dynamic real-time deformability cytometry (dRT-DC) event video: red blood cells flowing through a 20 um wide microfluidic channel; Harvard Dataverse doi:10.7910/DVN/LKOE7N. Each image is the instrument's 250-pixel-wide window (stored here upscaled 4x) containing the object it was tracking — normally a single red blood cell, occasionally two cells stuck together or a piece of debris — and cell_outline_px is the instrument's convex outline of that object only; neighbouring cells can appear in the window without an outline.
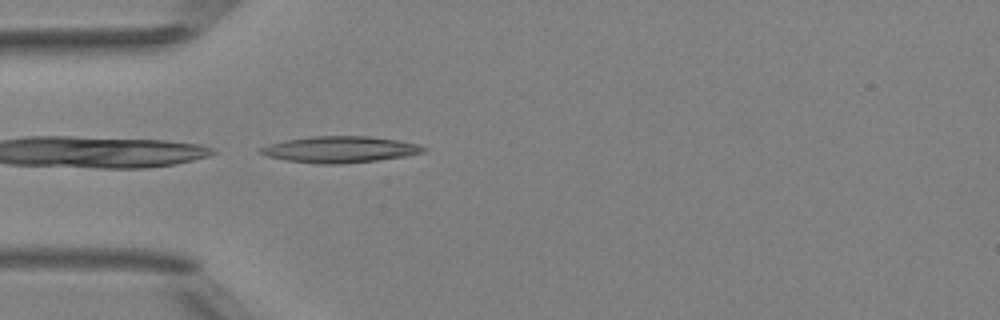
{"species": "Egyptian fruit bat (a non-hibernating species)", "species_latin": "Rousettus aegyptiacus", "temperature_condition": "room temperature", "stored_images_in_passage": 1, "camera_frame_rate_fps": 3000, "um_per_image_px": 0.085, "animal": {"sex": "female"}, "frame": {"image": 1, "passage_image": 1, "time_ms": 0.0, "image_size_px": [1000, 320], "cell_outline_px": [[428, 148], [424, 152], [404, 156], [376, 160], [340, 164], [320, 164], [284, 160], [268, 156], [256, 152], [260, 148], [268, 144], [288, 140], [312, 136], [368, 136], [396, 140], [416, 144]], "centroid_in_image_um": [28.85, 12.7], "position_along_channel_um": 56.1, "area_um2": 24.8}}